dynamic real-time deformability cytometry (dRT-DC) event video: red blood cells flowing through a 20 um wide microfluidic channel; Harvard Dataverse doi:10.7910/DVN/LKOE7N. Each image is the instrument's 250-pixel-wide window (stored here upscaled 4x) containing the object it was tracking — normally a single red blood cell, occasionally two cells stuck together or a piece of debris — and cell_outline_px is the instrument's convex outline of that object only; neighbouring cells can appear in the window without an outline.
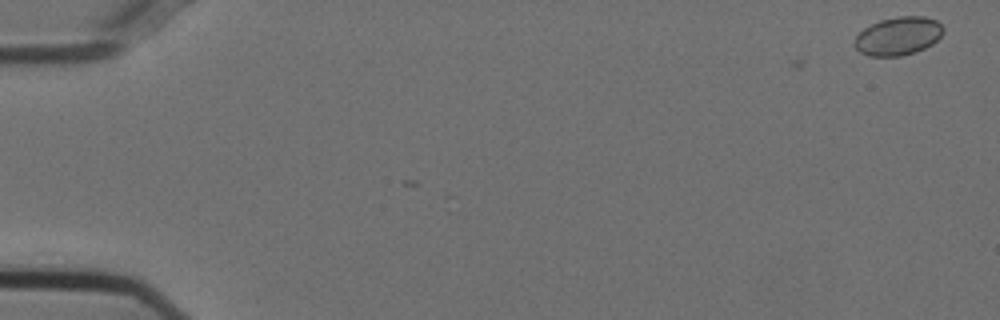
{"species": "Egyptian fruit bat (a non-hibernating species)", "species_latin": "Rousettus aegyptiacus", "temperature_condition": "cold", "stored_images_in_passage": 3, "camera_frame_rate_fps": 3000, "um_per_image_px": 0.085, "animal": {"sex": "female"}, "frame": {"image": 1, "passage_image": 3, "time_ms": 0.667, "image_size_px": [1000, 320], "cell_outline_px": [[944, 32], [932, 44], [916, 52], [900, 56], [868, 56], [860, 52], [856, 48], [856, 36], [864, 28], [880, 20], [896, 16], [924, 16], [936, 20], [944, 28]], "centroid_in_image_um": [76.37, 3.06], "position_along_channel_um": 8.6, "area_um2": 19.71}}